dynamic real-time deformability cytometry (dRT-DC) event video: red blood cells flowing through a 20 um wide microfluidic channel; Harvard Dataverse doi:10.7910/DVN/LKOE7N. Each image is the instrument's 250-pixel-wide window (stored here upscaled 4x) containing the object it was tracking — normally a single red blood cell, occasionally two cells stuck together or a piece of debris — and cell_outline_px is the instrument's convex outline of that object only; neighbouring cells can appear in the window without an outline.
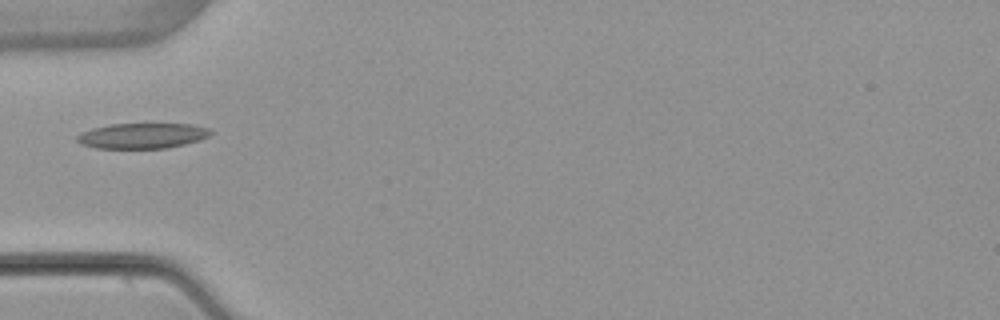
{"species": "common noctule bat (a hibernating species)", "species_latin": "Nyctalus noctula", "temperature_condition": "warm", "stored_images_in_passage": 5, "segment_of_instrument_passage": [2, 2], "camera_frame_rate_fps": 3000, "um_per_image_px": 0.085, "animal": {"sex": "female", "body_mass_g": 22.7, "forearm_length_mm": 54.2}, "frame": {"image": 1, "passage_image": 5, "time_ms": 5.0, "image_size_px": [1000, 320], "cell_outline_px": [[212, 132], [208, 136], [200, 140], [168, 148], [96, 148], [80, 144], [76, 140], [76, 136], [80, 132], [92, 128], [108, 124], [192, 124], [208, 128]], "centroid_in_image_um": [12.06, 11.54], "position_along_channel_um": 72.9, "area_um2": 19.83}}